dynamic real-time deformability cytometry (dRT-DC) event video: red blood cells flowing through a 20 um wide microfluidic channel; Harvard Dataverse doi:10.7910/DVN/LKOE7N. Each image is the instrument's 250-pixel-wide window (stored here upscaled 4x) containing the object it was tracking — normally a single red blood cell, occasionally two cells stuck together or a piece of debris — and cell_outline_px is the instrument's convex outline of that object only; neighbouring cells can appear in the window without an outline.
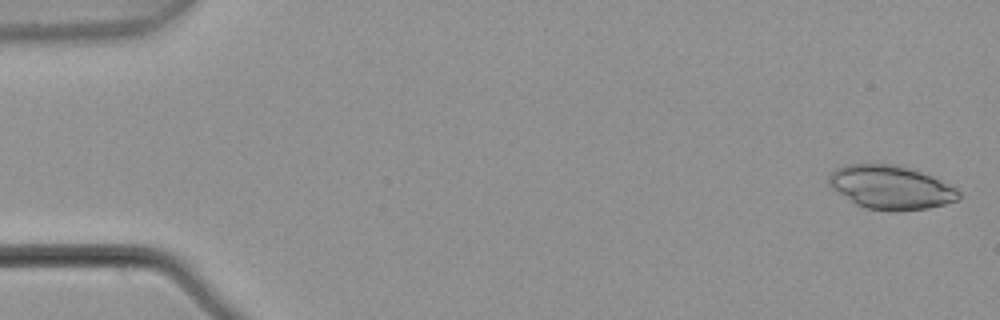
{"species": "common noctule bat (a hibernating species)", "species_latin": "Nyctalus noctula", "temperature_condition": "warm", "stored_images_in_passage": 5, "camera_frame_rate_fps": 3000, "um_per_image_px": 0.085, "animal": {"sex": "male", "body_mass_g": 21.5, "forearm_length_mm": 52.0}, "frame": {"image": 1, "passage_image": 1, "time_ms": 0.0, "image_size_px": [1000, 320], "cell_outline_px": [[960, 196], [956, 200], [944, 204], [928, 208], [896, 212], [888, 212], [864, 208], [856, 204], [832, 188], [828, 184], [828, 176], [836, 168], [844, 164], [896, 164], [932, 176], [956, 188], [960, 192]], "centroid_in_image_um": [75.69, 15.94], "position_along_channel_um": 9.3, "area_um2": 33.12}}